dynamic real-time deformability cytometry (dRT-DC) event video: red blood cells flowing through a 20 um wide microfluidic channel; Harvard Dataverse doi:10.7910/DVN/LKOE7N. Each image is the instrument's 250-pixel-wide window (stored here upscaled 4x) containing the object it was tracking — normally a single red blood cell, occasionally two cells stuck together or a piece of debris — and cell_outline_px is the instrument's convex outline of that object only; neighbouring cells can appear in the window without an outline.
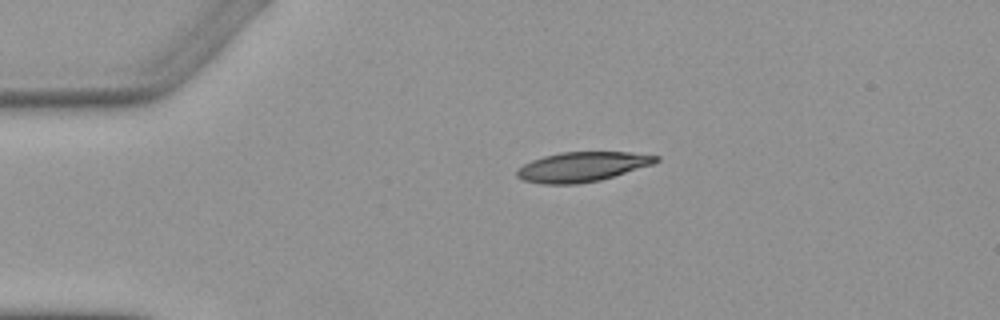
{"species": "Egyptian fruit bat (a non-hibernating species)", "species_latin": "Rousettus aegyptiacus", "temperature_condition": "warm", "stored_images_in_passage": 2, "camera_frame_rate_fps": 3000, "um_per_image_px": 0.085, "animal": {"sex": "female"}, "frame": {"image": 1, "passage_image": 1, "time_ms": 0.0, "image_size_px": [1000, 320], "cell_outline_px": [[660, 160], [656, 164], [600, 180], [576, 184], [544, 184], [524, 180], [516, 176], [516, 172], [524, 164], [532, 160], [544, 156], [560, 152], [628, 152], [660, 156]], "centroid_in_image_um": [49.54, 14.17], "position_along_channel_um": 35.5, "area_um2": 24.1}}